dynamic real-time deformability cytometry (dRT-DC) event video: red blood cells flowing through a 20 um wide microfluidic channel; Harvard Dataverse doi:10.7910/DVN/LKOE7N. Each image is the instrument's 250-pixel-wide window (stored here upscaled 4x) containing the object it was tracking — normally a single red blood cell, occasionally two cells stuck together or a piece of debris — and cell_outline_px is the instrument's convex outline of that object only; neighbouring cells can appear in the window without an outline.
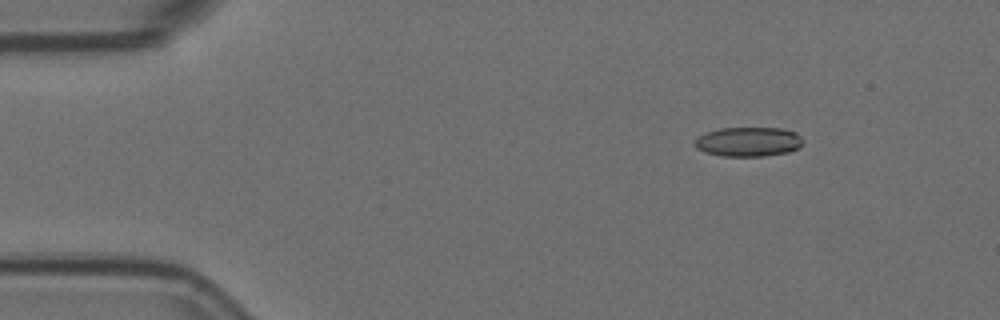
{"species": "Egyptian fruit bat (a non-hibernating species)", "species_latin": "Rousettus aegyptiacus", "temperature_condition": "room temperature", "stored_images_in_passage": 14, "camera_frame_rate_fps": 3000, "um_per_image_px": 0.085, "animal": {"sex": "female"}, "frame": {"image": 1, "passage_image": 3, "time_ms": 0.667, "image_size_px": [1000, 320], "cell_outline_px": [[804, 140], [800, 148], [788, 152], [764, 156], [724, 156], [704, 152], [696, 148], [696, 140], [704, 132], [720, 128], [784, 128], [796, 132]], "centroid_in_image_um": [63.66, 12.04], "position_along_channel_um": 21.3, "area_um2": 18.67}}
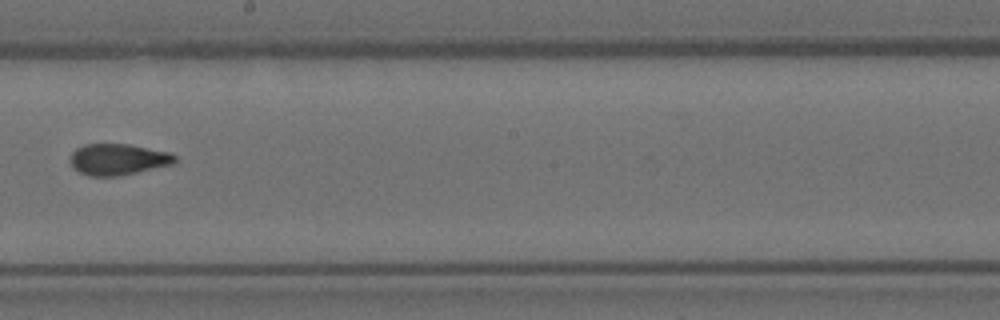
{"frame": {"image": 2, "passage_image": 9, "time_ms": 2.667, "image_size_px": [1000, 320], "cell_outline_px": [[176, 164], [116, 176], [88, 176], [72, 168], [72, 152], [76, 148], [84, 144], [128, 144], [172, 152], [176, 156]], "centroid_in_image_um": [10.08, 13.54], "position_along_channel_um": 238.1, "area_um2": 19.13}}
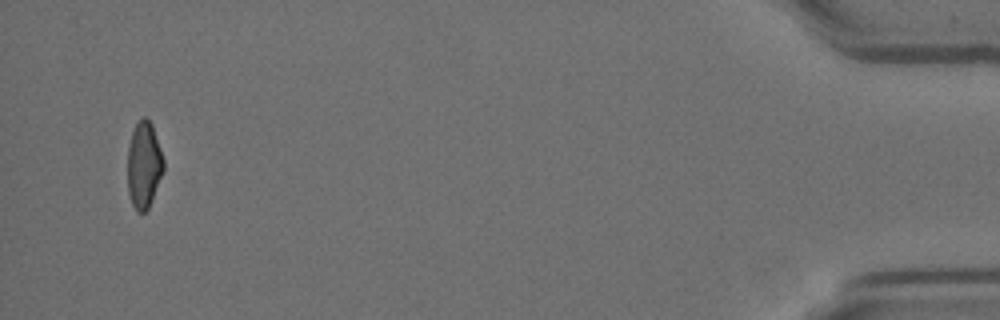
{"frame": {"image": 3, "passage_image": 14, "time_ms": 4.333, "image_size_px": [1000, 320], "cell_outline_px": [[164, 168], [152, 200], [148, 208], [144, 212], [136, 212], [132, 204], [128, 192], [128, 148], [132, 132], [140, 116], [144, 116], [152, 124], [164, 160]], "centroid_in_image_um": [12.23, 14.01], "position_along_channel_um": 423.0, "area_um2": 18.09}}